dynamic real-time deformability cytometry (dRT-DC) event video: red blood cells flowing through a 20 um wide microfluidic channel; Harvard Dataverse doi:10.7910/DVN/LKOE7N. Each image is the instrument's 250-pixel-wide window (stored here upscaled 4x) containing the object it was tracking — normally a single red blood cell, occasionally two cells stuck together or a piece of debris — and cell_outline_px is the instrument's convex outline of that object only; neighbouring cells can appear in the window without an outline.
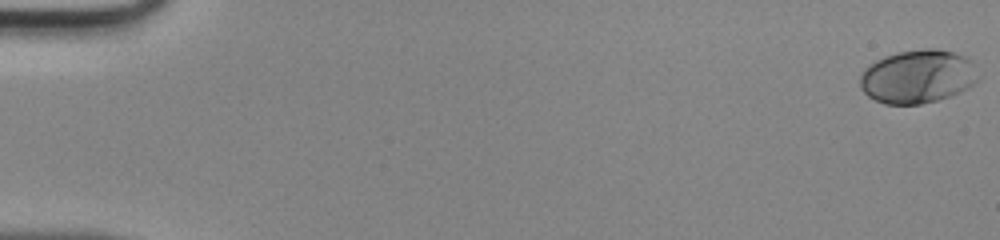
{"species": "human", "species_latin": "Homo sapiens", "temperature_condition": "room temperature", "stored_images_in_passage": 49, "camera_frame_rate_fps": 3000, "um_per_image_px": 0.085, "donor": {"sex": "male"}, "frame": {"image": 1, "passage_image": 1, "time_ms": 0.0, "image_size_px": [1000, 240], "cell_outline_px": [[976, 80], [968, 88], [948, 96], [936, 100], [920, 104], [884, 104], [868, 96], [860, 88], [860, 76], [864, 68], [868, 64], [884, 56], [896, 52], [920, 48], [936, 48], [968, 56], [972, 60]], "centroid_in_image_um": [77.95, 6.48], "position_along_channel_um": 7.0, "area_um2": 36.82}}
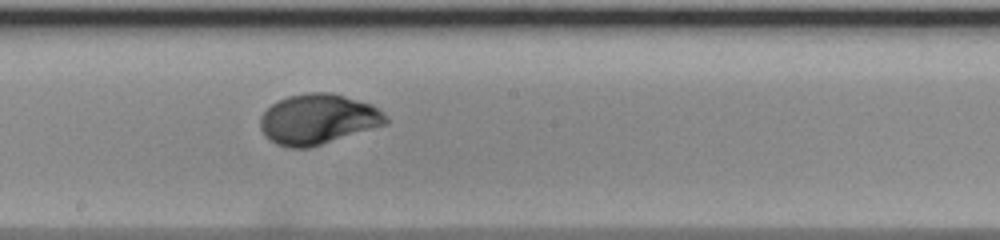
{"frame": {"image": 2, "passage_image": 28, "time_ms": 9.0, "image_size_px": [1000, 240], "cell_outline_px": [[388, 124], [308, 148], [288, 148], [276, 144], [264, 136], [260, 128], [260, 116], [276, 100], [288, 96], [308, 92], [332, 92], [372, 104], [384, 112], [388, 116]], "centroid_in_image_um": [27.03, 10.13], "position_along_channel_um": 221.2, "area_um2": 37.11}}
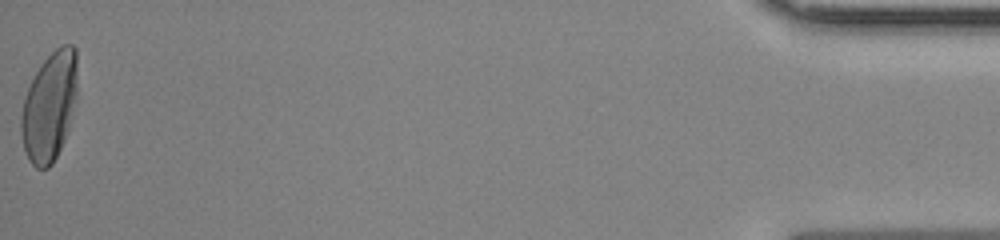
{"frame": {"image": 3, "passage_image": 49, "time_ms": 16.0, "image_size_px": [1000, 240], "cell_outline_px": [[76, 96], [64, 140], [52, 164], [48, 168], [36, 168], [28, 160], [24, 148], [20, 132], [20, 116], [24, 96], [40, 64], [60, 44], [72, 44], [76, 48]], "centroid_in_image_um": [4.17, 9.04], "position_along_channel_um": 431.0, "area_um2": 35.49}}